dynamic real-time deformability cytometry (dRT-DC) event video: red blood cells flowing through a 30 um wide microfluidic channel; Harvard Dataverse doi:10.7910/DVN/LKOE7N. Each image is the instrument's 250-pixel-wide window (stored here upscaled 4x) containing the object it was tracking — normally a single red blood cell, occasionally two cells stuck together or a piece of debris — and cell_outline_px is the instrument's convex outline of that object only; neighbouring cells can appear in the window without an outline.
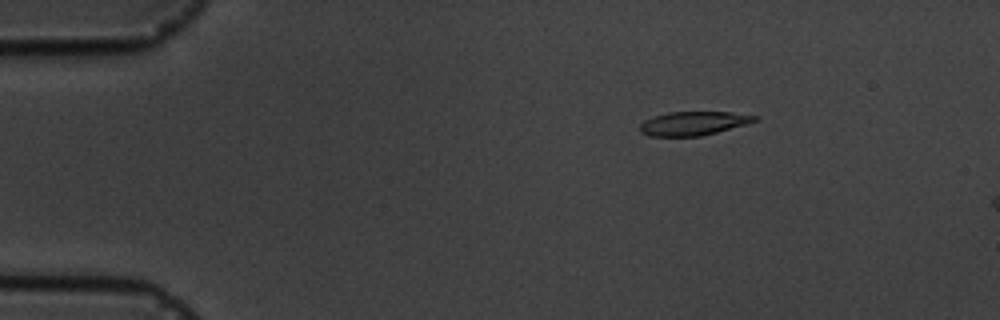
{"species": "common noctule bat (a hibernating species)", "species_latin": "Nyctalus noctula", "temperature_condition": "cold", "stored_images_in_passage": 4, "camera_frame_rate_fps": 3000, "um_per_image_px": 0.085, "animal": {"sex": "male", "body_mass_g": 19.5, "forearm_length_mm": 54.6}, "frame": {"image": 1, "passage_image": 2, "time_ms": 1.333, "image_size_px": [1000, 320], "cell_outline_px": [[760, 116], [756, 120], [744, 124], [716, 132], [700, 136], [648, 136], [640, 132], [640, 124], [644, 120], [652, 116], [668, 112], [732, 112]], "centroid_in_image_um": [58.88, 10.48], "position_along_channel_um": 26.1, "area_um2": 15.84}}